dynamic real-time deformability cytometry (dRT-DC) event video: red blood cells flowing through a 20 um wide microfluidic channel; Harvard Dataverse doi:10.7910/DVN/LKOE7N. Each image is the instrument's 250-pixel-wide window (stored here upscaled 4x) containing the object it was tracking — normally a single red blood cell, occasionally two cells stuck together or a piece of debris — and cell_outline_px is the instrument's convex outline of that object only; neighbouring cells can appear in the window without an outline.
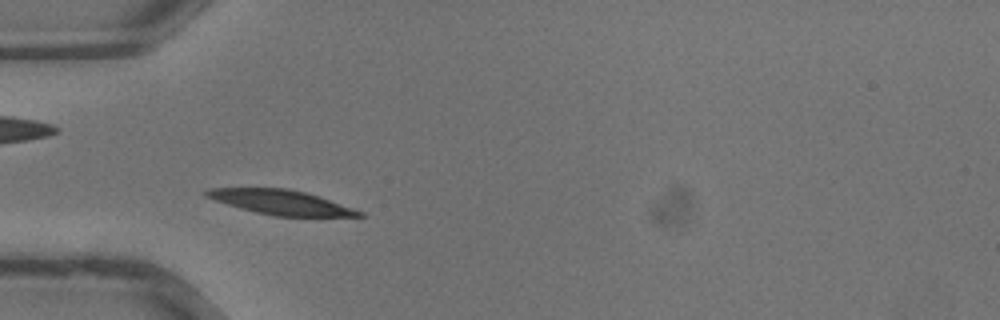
{"species": "common noctule bat (a hibernating species)", "species_latin": "Nyctalus noctula", "temperature_condition": "warm", "stored_images_in_passage": 30, "camera_frame_rate_fps": 3000, "um_per_image_px": 0.085, "animal": {"sex": "male", "body_mass_g": 13.3}, "frame": {"image": 1, "passage_image": 5, "time_ms": 1.333, "image_size_px": [1000, 320], "cell_outline_px": [[364, 216], [276, 216], [256, 212], [240, 208], [204, 196], [204, 192], [208, 188], [288, 188], [304, 192], [364, 212]], "centroid_in_image_um": [23.83, 17.19], "position_along_channel_um": 61.2, "area_um2": 21.39}}
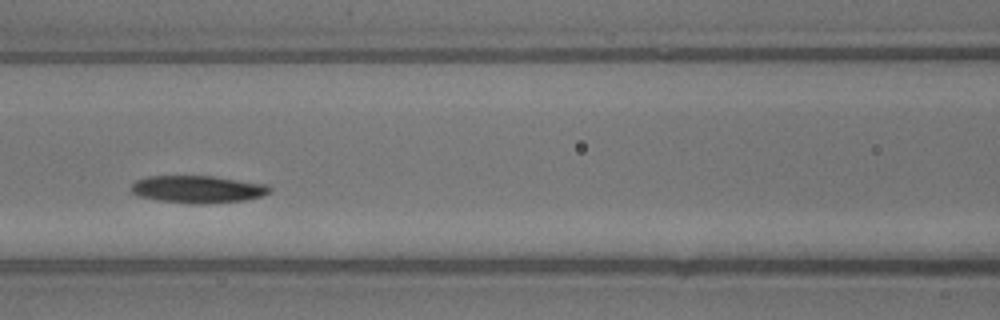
{"frame": {"image": 2, "passage_image": 10, "time_ms": 3.0, "image_size_px": [1000, 320], "cell_outline_px": [[272, 192], [260, 196], [244, 200], [204, 204], [192, 204], [160, 200], [136, 196], [128, 188], [136, 180], [148, 176], [216, 176], [268, 184], [272, 188]], "centroid_in_image_um": [16.81, 16.08], "position_along_channel_um": 149.8, "area_um2": 22.37}}
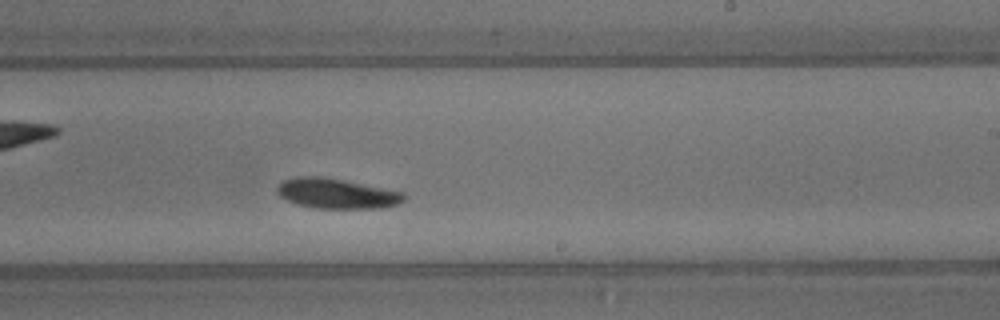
{"frame": {"image": 3, "passage_image": 16, "time_ms": 5.0, "image_size_px": [1000, 320], "cell_outline_px": [[408, 196], [400, 204], [384, 208], [316, 208], [296, 204], [280, 196], [276, 192], [276, 184], [280, 180], [296, 176], [324, 176], [404, 192]], "centroid_in_image_um": [28.6, 16.44], "position_along_channel_um": 260.4, "area_um2": 22.66}}